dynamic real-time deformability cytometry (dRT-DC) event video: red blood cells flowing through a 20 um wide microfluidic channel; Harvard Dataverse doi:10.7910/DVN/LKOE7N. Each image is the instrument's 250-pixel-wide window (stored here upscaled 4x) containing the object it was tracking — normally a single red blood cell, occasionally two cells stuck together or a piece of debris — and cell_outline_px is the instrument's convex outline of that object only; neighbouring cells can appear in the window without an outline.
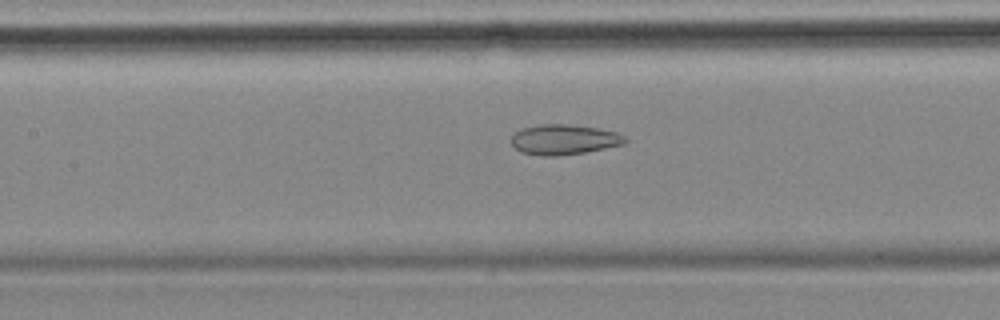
{"species": "common noctule bat (a hibernating species)", "species_latin": "Nyctalus noctula", "temperature_condition": "cold", "stored_images_in_passage": 56, "camera_frame_rate_fps": 3000, "um_per_image_px": 0.085, "animal": {"sex": "female", "body_mass_g": 18.4}, "frame": {"image": 1, "passage_image": 25, "time_ms": 8.0, "image_size_px": [1000, 320], "cell_outline_px": [[628, 140], [624, 144], [584, 152], [560, 156], [544, 156], [520, 152], [512, 144], [512, 136], [520, 128], [540, 124], [568, 124], [596, 128], [616, 132], [624, 136]], "centroid_in_image_um": [47.92, 11.86], "position_along_channel_um": 159.5, "area_um2": 19.94}}
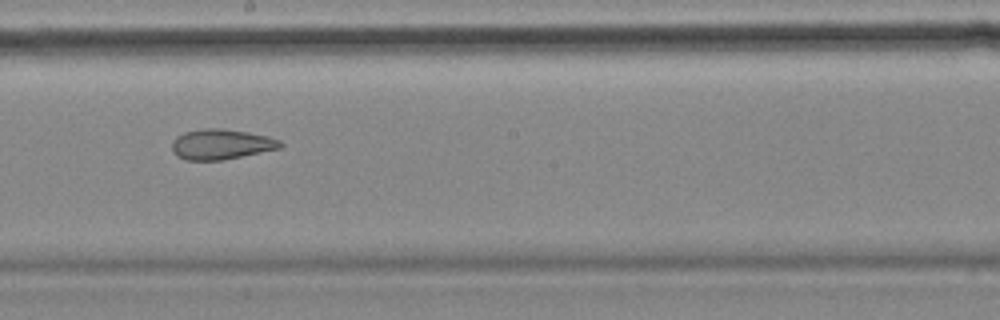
{"frame": {"image": 2, "passage_image": 31, "time_ms": 10.0, "image_size_px": [1000, 320], "cell_outline_px": [[284, 144], [280, 148], [224, 160], [184, 160], [176, 156], [172, 152], [172, 140], [176, 136], [184, 132], [204, 128], [224, 128], [248, 132], [268, 136], [280, 140]], "centroid_in_image_um": [18.78, 12.26], "position_along_channel_um": 229.4, "area_um2": 19.36}}
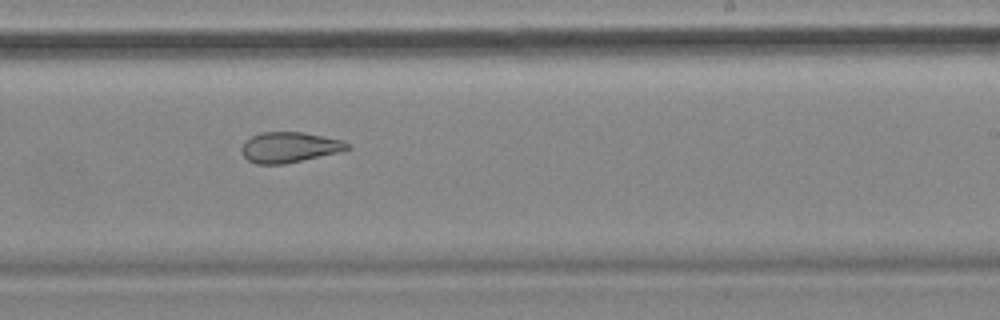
{"frame": {"image": 3, "passage_image": 34, "time_ms": 11.0, "image_size_px": [1000, 320], "cell_outline_px": [[352, 148], [340, 152], [284, 164], [256, 164], [248, 160], [240, 152], [240, 148], [244, 140], [260, 132], [304, 132], [344, 140], [352, 144]], "centroid_in_image_um": [24.61, 12.51], "position_along_channel_um": 264.4, "area_um2": 19.13}, "authors_computed_cell_mechanics": {"area_um2": 23.7558, "velocity_mm_per_s": 3.5225, "shape_relaxation_time_tau1_ms": null, "shape_relaxation_time_tau2_ms": 3.0858, "deformation_change_tau1": null, "deformation_change_tau2": 0.1066}}